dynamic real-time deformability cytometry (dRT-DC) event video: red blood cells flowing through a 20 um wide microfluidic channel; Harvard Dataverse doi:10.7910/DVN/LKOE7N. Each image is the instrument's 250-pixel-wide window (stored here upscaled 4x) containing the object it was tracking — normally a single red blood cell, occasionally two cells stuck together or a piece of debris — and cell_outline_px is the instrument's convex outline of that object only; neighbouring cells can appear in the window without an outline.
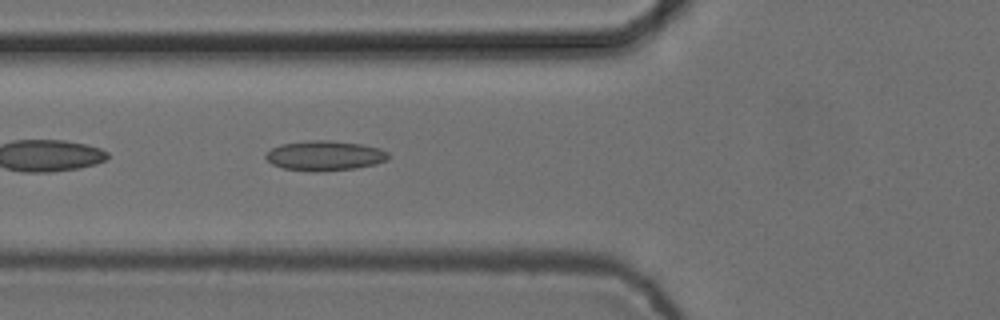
{"species": "common noctule bat (a hibernating species)", "species_latin": "Nyctalus noctula", "temperature_condition": "cold", "stored_images_in_passage": 4, "camera_frame_rate_fps": 3000, "um_per_image_px": 0.085, "animal": {"sex": "female", "body_mass_g": 24.6, "forearm_length_mm": 56.2}, "frame": {"image": 1, "passage_image": 4, "time_ms": 1.0, "image_size_px": [1000, 320], "cell_outline_px": [[392, 156], [388, 160], [376, 164], [356, 168], [316, 172], [284, 168], [272, 164], [264, 156], [272, 148], [280, 144], [308, 140], [332, 140], [360, 144], [380, 148], [388, 152]], "centroid_in_image_um": [27.65, 13.23], "position_along_channel_um": 98.2, "area_um2": 21.5}}